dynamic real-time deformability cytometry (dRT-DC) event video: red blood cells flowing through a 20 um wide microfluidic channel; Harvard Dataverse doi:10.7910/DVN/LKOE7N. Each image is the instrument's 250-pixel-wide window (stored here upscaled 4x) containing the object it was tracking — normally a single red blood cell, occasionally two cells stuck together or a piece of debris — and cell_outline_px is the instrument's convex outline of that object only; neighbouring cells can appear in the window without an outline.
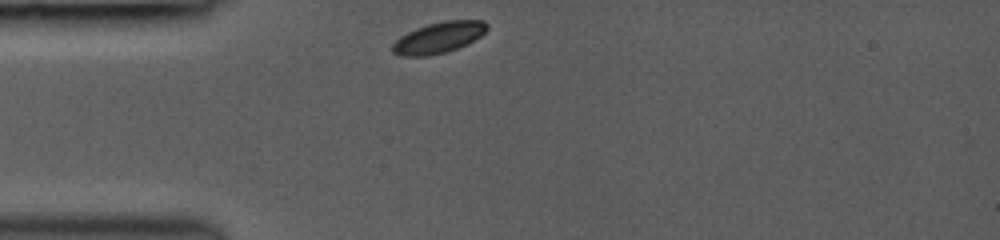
{"species": "common noctule bat (a hibernating species)", "species_latin": "Nyctalus noctula", "temperature_condition": "room temperature", "stored_images_in_passage": 9, "camera_frame_rate_fps": 3000, "um_per_image_px": 0.085, "animal": {"sex": "female", "body_mass_g": 19.0, "forearm_length_mm": 53.3}, "frame": {"image": 1, "passage_image": 1, "time_ms": 0.0, "image_size_px": [1000, 240], "cell_outline_px": [[488, 28], [480, 36], [456, 48], [444, 52], [428, 56], [400, 56], [392, 52], [392, 44], [400, 36], [416, 28], [428, 24], [444, 20], [484, 20], [488, 24]], "centroid_in_image_um": [37.26, 3.18], "position_along_channel_um": 47.7, "area_um2": 16.94}}
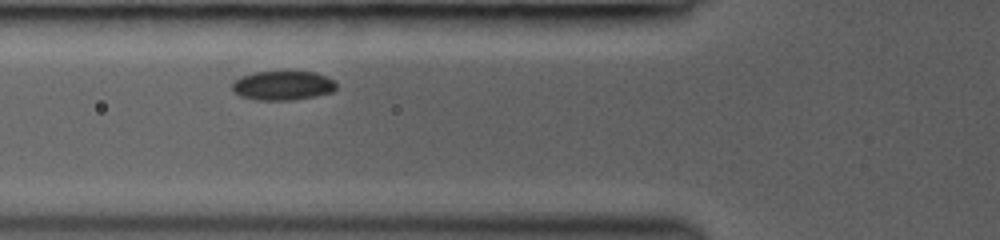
{"frame": {"image": 2, "passage_image": 8, "time_ms": 1.667, "image_size_px": [1000, 240], "cell_outline_px": [[336, 88], [332, 92], [316, 96], [292, 100], [256, 100], [240, 96], [232, 92], [232, 84], [240, 76], [256, 72], [316, 72], [328, 76], [336, 84]], "centroid_in_image_um": [24.03, 7.28], "position_along_channel_um": 101.8, "area_um2": 17.8}}